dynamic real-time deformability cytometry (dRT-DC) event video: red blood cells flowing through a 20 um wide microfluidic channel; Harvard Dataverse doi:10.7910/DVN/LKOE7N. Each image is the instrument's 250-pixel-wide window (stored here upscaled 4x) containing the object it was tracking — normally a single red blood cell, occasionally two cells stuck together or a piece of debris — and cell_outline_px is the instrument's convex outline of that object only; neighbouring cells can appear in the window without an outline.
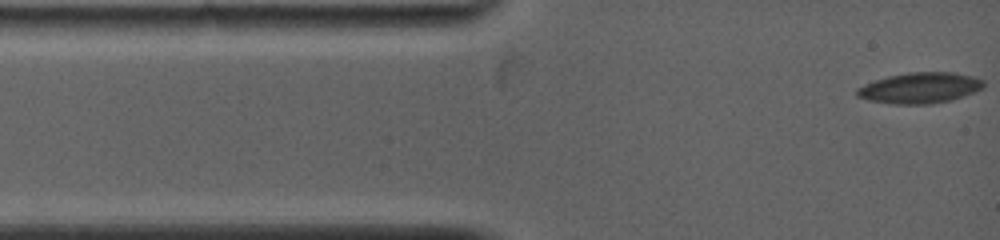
{"species": "common noctule bat (a hibernating species)", "species_latin": "Nyctalus noctula", "temperature_condition": "warm", "stored_images_in_passage": 28, "camera_frame_rate_fps": 5000, "um_per_image_px": 0.085, "animal": {"sex": "female", "body_mass_g": 19.0, "forearm_length_mm": 53.3}, "frame": {"image": 1, "passage_image": 1, "time_ms": 0.0, "image_size_px": [1000, 240], "cell_outline_px": [[984, 88], [948, 100], [928, 104], [892, 104], [868, 100], [856, 96], [856, 88], [876, 80], [888, 76], [908, 72], [952, 72], [972, 76], [984, 80]], "centroid_in_image_um": [78.16, 7.46], "position_along_channel_um": 6.8, "area_um2": 22.48}}
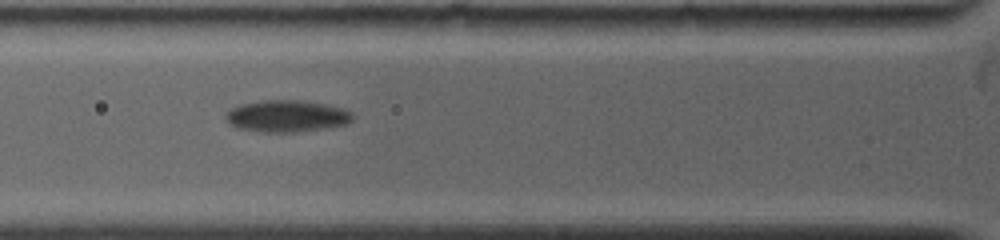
{"frame": {"image": 2, "passage_image": 16, "time_ms": 3.8, "image_size_px": [1000, 240], "cell_outline_px": [[352, 120], [348, 124], [324, 128], [296, 132], [264, 132], [236, 128], [228, 124], [224, 116], [224, 112], [240, 104], [264, 100], [300, 100], [324, 104], [344, 108], [352, 112]], "centroid_in_image_um": [24.34, 9.87], "position_along_channel_um": 101.5, "area_um2": 23.7}}
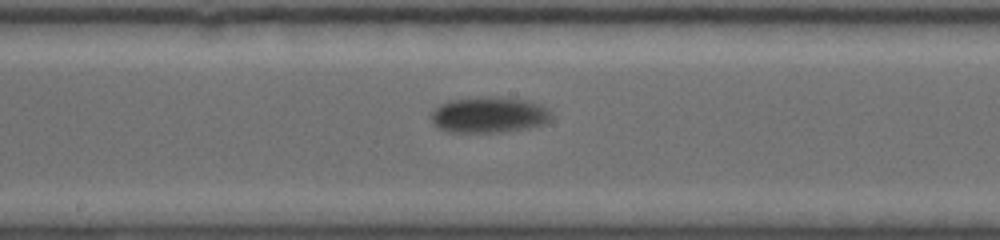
{"frame": {"image": 3, "passage_image": 28, "time_ms": 6.6, "image_size_px": [1000, 240], "cell_outline_px": [[552, 116], [544, 124], [528, 128], [500, 132], [444, 132], [432, 124], [432, 112], [440, 104], [452, 100], [488, 96], [528, 100], [540, 104], [548, 108], [552, 112]], "centroid_in_image_um": [41.58, 9.77], "position_along_channel_um": 206.6, "area_um2": 25.26}}